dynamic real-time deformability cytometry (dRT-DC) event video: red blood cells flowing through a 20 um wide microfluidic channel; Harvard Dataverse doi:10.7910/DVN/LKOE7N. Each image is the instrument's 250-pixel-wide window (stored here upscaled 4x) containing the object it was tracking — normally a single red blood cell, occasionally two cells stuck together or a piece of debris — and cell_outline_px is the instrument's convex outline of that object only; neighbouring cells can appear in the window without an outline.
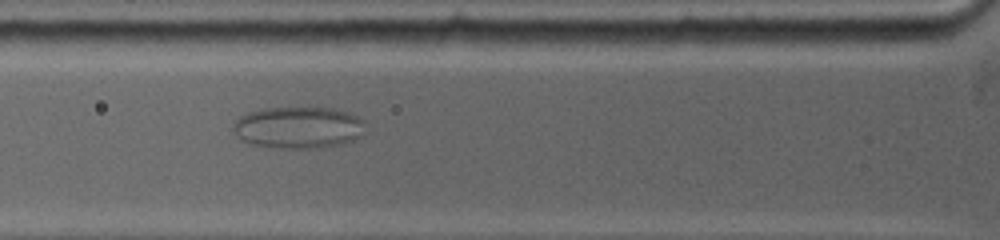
{"species": "common noctule bat (a hibernating species)", "species_latin": "Nyctalus noctula", "temperature_condition": "warm", "stored_images_in_passage": 52, "camera_frame_rate_fps": 5000, "um_per_image_px": 0.085, "animal": {"sex": "female", "body_mass_g": 19.0, "forearm_length_mm": 53.3}, "frame": {"image": 1, "passage_image": 14, "time_ms": 2.2, "image_size_px": [1000, 240], "cell_outline_px": [[364, 132], [356, 140], [320, 148], [272, 148], [248, 144], [240, 140], [232, 132], [232, 124], [240, 116], [248, 112], [264, 108], [332, 108], [356, 116], [364, 120]], "centroid_in_image_um": [25.3, 10.86], "position_along_channel_um": 100.5, "area_um2": 32.48}}
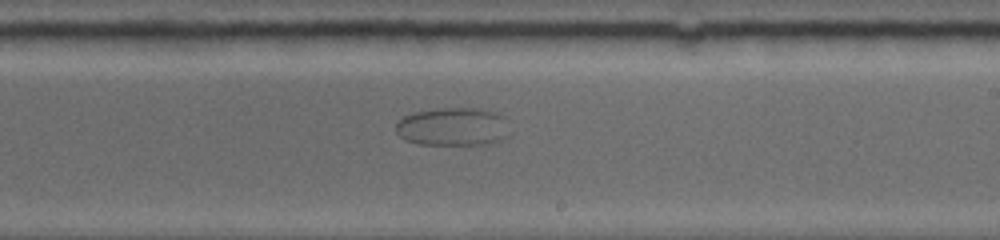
{"frame": {"image": 2, "passage_image": 32, "time_ms": 6.4, "image_size_px": [1000, 240], "cell_outline_px": [[508, 136], [504, 140], [492, 144], [416, 144], [404, 140], [396, 132], [396, 124], [404, 116], [416, 112], [436, 108], [476, 108], [496, 112], [504, 116]], "centroid_in_image_um": [38.5, 10.78], "position_along_channel_um": 250.5, "area_um2": 25.49}}
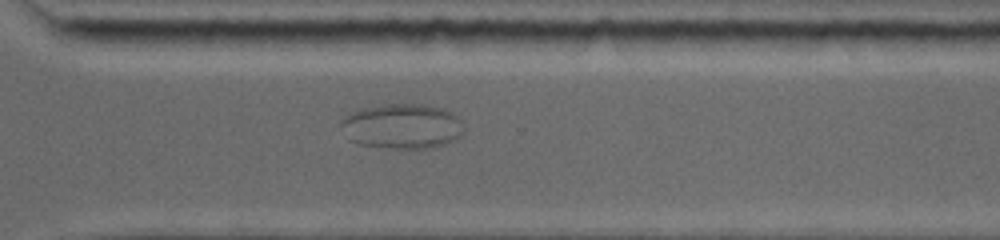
{"frame": {"image": 3, "passage_image": 38, "time_ms": 8.8, "image_size_px": [1000, 240], "cell_outline_px": [[464, 132], [456, 140], [432, 148], [392, 148], [360, 144], [348, 140], [340, 124], [340, 120], [352, 112], [364, 108], [384, 104], [420, 104], [444, 108], [460, 116], [464, 128]], "centroid_in_image_um": [34.23, 10.73], "position_along_channel_um": 336.4, "area_um2": 32.48}}